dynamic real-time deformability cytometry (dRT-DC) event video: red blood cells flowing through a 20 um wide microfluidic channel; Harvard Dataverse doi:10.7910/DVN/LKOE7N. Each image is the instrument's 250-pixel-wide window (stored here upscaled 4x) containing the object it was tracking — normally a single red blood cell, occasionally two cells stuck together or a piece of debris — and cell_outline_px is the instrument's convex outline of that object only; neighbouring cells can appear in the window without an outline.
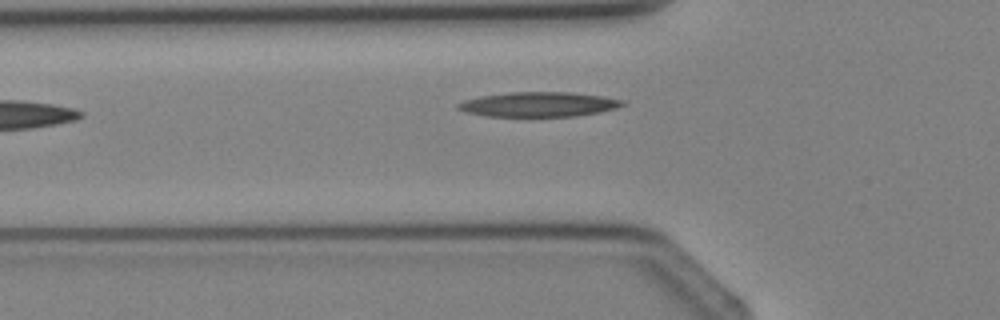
{"species": "Egyptian fruit bat (a non-hibernating species)", "species_latin": "Rousettus aegyptiacus", "temperature_condition": "cold", "stored_images_in_passage": 3, "camera_frame_rate_fps": 3000, "um_per_image_px": 0.085, "animal": {"sex": "female"}, "frame": {"image": 1, "passage_image": 3, "time_ms": 2.333, "image_size_px": [1000, 320], "cell_outline_px": [[624, 104], [616, 108], [600, 112], [576, 116], [484, 116], [468, 112], [456, 108], [456, 104], [464, 100], [480, 96], [508, 92], [572, 92], [604, 96], [624, 100]], "centroid_in_image_um": [45.79, 8.86], "position_along_channel_um": 80.0, "area_um2": 23.76}}